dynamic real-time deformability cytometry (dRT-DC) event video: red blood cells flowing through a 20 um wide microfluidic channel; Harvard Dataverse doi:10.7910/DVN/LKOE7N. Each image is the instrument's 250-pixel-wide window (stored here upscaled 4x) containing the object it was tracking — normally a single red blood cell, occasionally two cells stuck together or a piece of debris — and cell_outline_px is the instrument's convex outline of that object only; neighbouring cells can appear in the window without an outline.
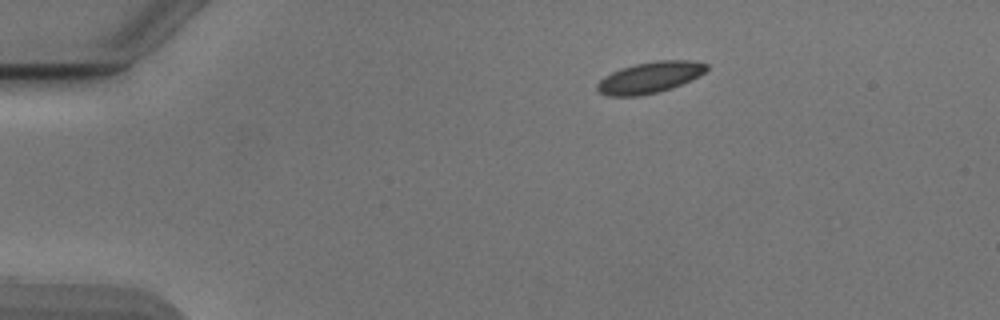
{"species": "Egyptian fruit bat (a non-hibernating species)", "species_latin": "Rousettus aegyptiacus", "temperature_condition": "cold", "stored_images_in_passage": 18, "camera_frame_rate_fps": 3000, "um_per_image_px": 0.085, "animal": {"sex": "male"}, "frame": {"image": 1, "passage_image": 1, "time_ms": 0.0, "image_size_px": [1000, 320], "cell_outline_px": [[708, 68], [700, 76], [672, 88], [660, 92], [640, 96], [608, 96], [596, 92], [596, 84], [604, 76], [620, 68], [636, 64], [656, 60], [692, 60], [708, 64]], "centroid_in_image_um": [55.22, 6.59], "position_along_channel_um": 29.8, "area_um2": 20.17}}
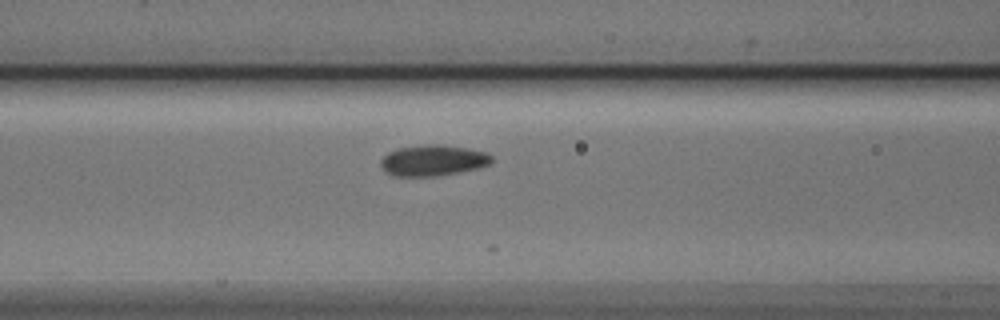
{"frame": {"image": 2, "passage_image": 14, "time_ms": 4.333, "image_size_px": [1000, 320], "cell_outline_px": [[492, 164], [480, 168], [460, 172], [436, 176], [392, 176], [380, 164], [380, 160], [388, 152], [400, 148], [428, 144], [436, 144], [468, 148], [488, 152], [492, 156]], "centroid_in_image_um": [36.86, 13.64], "position_along_channel_um": 129.7, "area_um2": 20.06}}
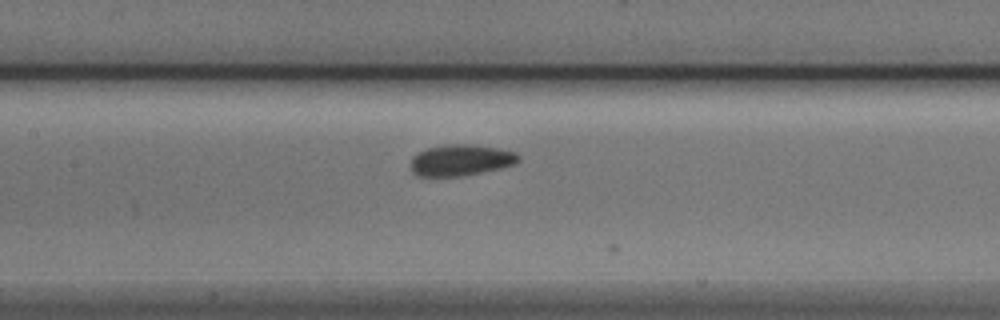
{"frame": {"image": 3, "passage_image": 17, "time_ms": 5.333, "image_size_px": [1000, 320], "cell_outline_px": [[520, 160], [516, 164], [500, 168], [460, 176], [416, 176], [412, 172], [412, 156], [416, 152], [424, 148], [444, 144], [476, 144], [500, 148], [516, 152], [520, 156]], "centroid_in_image_um": [39.17, 13.59], "position_along_channel_um": 168.2, "area_um2": 19.94}}